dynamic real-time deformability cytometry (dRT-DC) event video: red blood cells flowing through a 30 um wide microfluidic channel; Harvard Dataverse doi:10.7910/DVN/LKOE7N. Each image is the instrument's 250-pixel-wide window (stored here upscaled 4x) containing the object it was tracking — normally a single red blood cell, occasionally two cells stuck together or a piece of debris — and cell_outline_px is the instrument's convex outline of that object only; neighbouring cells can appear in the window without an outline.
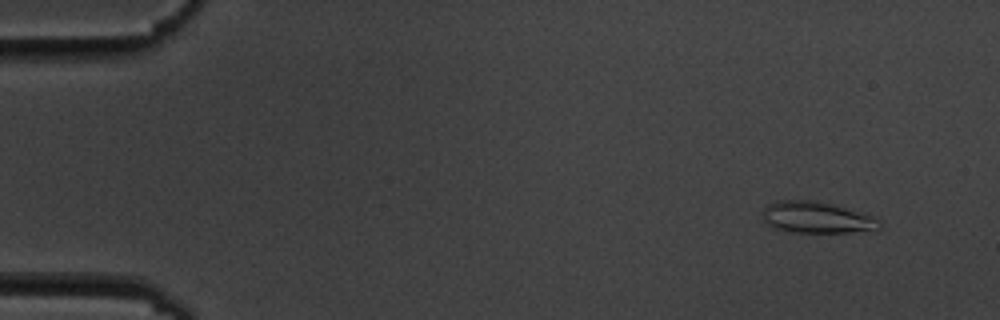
{"species": "common noctule bat (a hibernating species)", "species_latin": "Nyctalus noctula", "temperature_condition": "cold", "stored_images_in_passage": 10, "camera_frame_rate_fps": 3000, "um_per_image_px": 0.085, "animal": {"sex": "male", "body_mass_g": 19.5, "forearm_length_mm": 54.6}, "frame": {"image": 1, "passage_image": 1, "time_ms": 0.0, "image_size_px": [1000, 320], "cell_outline_px": [[880, 228], [848, 232], [788, 232], [776, 228], [768, 224], [764, 220], [760, 212], [768, 204], [776, 200], [816, 200], [832, 204], [872, 216], [880, 220]], "centroid_in_image_um": [69.35, 18.47], "position_along_channel_um": 15.7, "area_um2": 21.27}}
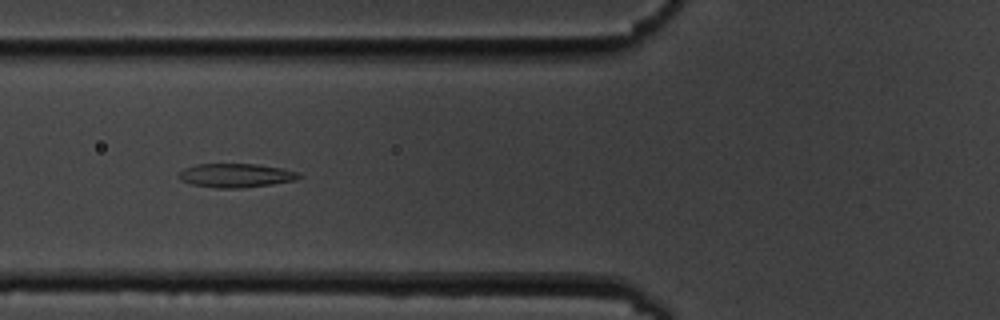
{"frame": {"image": 2, "passage_image": 6, "time_ms": 5.667, "image_size_px": [1000, 320], "cell_outline_px": [[304, 176], [296, 180], [272, 184], [240, 188], [216, 188], [192, 184], [180, 180], [176, 176], [184, 168], [196, 164], [256, 164], [280, 168], [300, 172]], "centroid_in_image_um": [20.06, 14.91], "position_along_channel_um": 105.7, "area_um2": 16.82}}
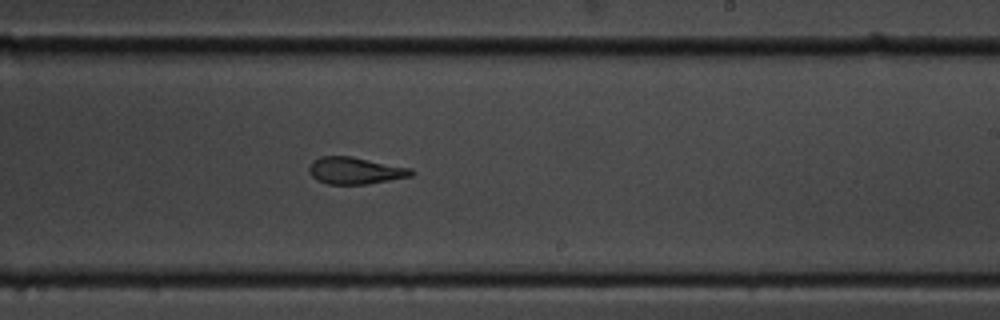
{"frame": {"image": 3, "passage_image": 10, "time_ms": 10.0, "image_size_px": [1000, 320], "cell_outline_px": [[416, 172], [412, 176], [368, 184], [328, 184], [316, 180], [312, 176], [308, 168], [312, 160], [320, 156], [352, 156], [412, 168]], "centroid_in_image_um": [30.21, 14.5], "position_along_channel_um": 258.8, "area_um2": 16.24}}